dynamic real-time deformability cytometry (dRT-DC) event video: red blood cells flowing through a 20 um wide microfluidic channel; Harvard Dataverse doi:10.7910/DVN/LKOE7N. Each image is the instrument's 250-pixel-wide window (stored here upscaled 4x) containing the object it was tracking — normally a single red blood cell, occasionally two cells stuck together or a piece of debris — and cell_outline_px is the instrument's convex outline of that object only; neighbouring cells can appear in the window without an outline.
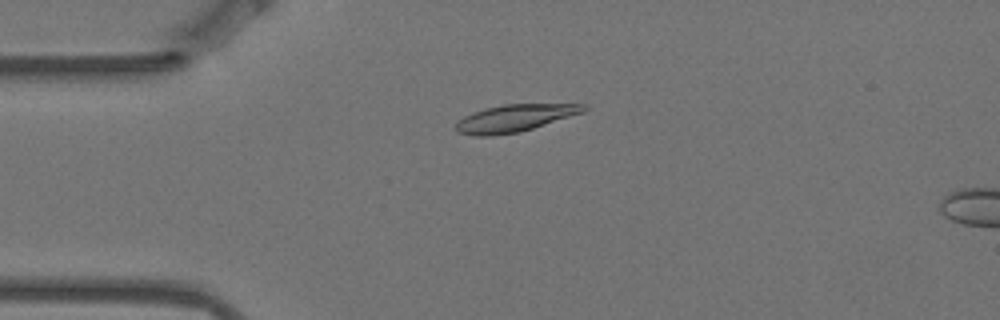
{"species": "Egyptian fruit bat (a non-hibernating species)", "species_latin": "Rousettus aegyptiacus", "temperature_condition": "warm", "stored_images_in_passage": 5, "camera_frame_rate_fps": 3000, "um_per_image_px": 0.085, "animal": {"sex": "female"}, "frame": {"image": 1, "passage_image": 4, "time_ms": 1.0, "image_size_px": [1000, 320], "cell_outline_px": [[588, 108], [584, 112], [520, 132], [492, 136], [472, 136], [456, 132], [456, 120], [472, 112], [484, 108], [504, 104], [588, 104]], "centroid_in_image_um": [43.71, 10.04], "position_along_channel_um": 41.3, "area_um2": 20.46}}